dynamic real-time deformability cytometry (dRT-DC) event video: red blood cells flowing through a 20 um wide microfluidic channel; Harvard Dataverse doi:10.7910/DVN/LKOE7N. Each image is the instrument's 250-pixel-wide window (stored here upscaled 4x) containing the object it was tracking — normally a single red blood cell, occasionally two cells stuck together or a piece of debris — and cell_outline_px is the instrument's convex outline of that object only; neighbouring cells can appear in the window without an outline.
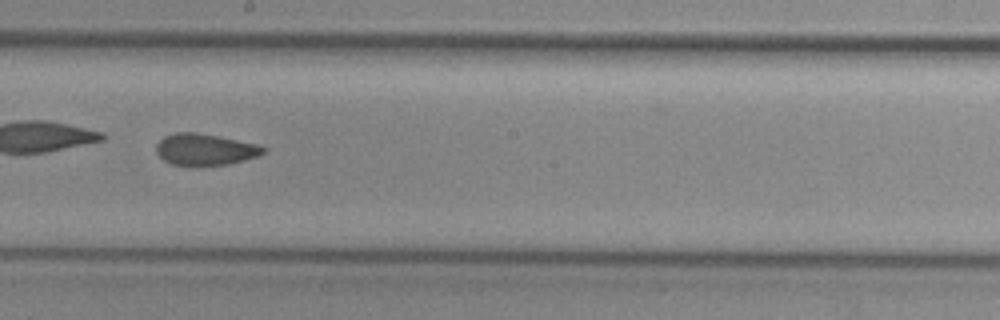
{"species": "common noctule bat (a hibernating species)", "species_latin": "Nyctalus noctula", "temperature_condition": "cold", "stored_images_in_passage": 36, "camera_frame_rate_fps": 3000, "um_per_image_px": 0.085, "animal": {"sex": "female", "body_mass_g": 29.2, "forearm_length_mm": 56.3}, "frame": {"image": 1, "passage_image": 20, "time_ms": 6.333, "image_size_px": [1000, 320], "cell_outline_px": [[268, 148], [264, 152], [256, 156], [244, 160], [228, 164], [172, 164], [164, 160], [156, 152], [156, 144], [164, 136], [176, 132], [196, 132], [260, 144]], "centroid_in_image_um": [17.45, 12.67], "position_along_channel_um": 230.8, "area_um2": 19.36}}
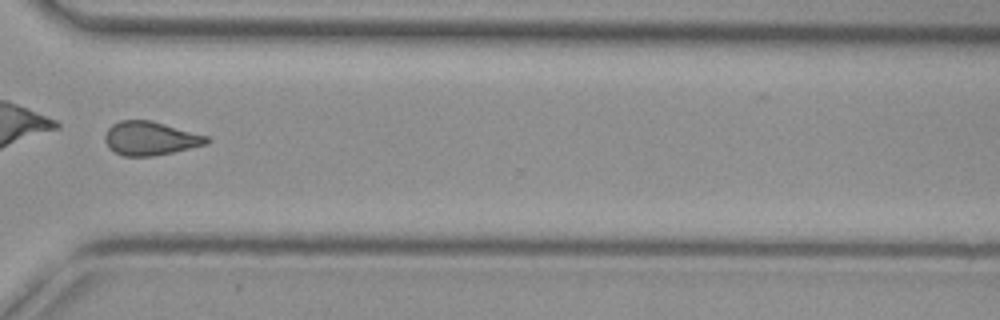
{"frame": {"image": 2, "passage_image": 30, "time_ms": 9.667, "image_size_px": [1000, 320], "cell_outline_px": [[212, 140], [208, 144], [172, 152], [152, 156], [124, 156], [108, 148], [104, 140], [104, 136], [108, 128], [112, 124], [120, 120], [152, 120], [208, 136]], "centroid_in_image_um": [12.78, 11.75], "position_along_channel_um": 357.8, "area_um2": 20.11}, "authors_computed_cell_mechanics": {"area_um2": 20.4612, "velocity_mm_per_s": 3.8054, "shape_relaxation_time_tau1_ms": null, "shape_relaxation_time_tau2_ms": 3.242, "deformation_change_tau1": null, "deformation_change_tau2": 0.0888}}